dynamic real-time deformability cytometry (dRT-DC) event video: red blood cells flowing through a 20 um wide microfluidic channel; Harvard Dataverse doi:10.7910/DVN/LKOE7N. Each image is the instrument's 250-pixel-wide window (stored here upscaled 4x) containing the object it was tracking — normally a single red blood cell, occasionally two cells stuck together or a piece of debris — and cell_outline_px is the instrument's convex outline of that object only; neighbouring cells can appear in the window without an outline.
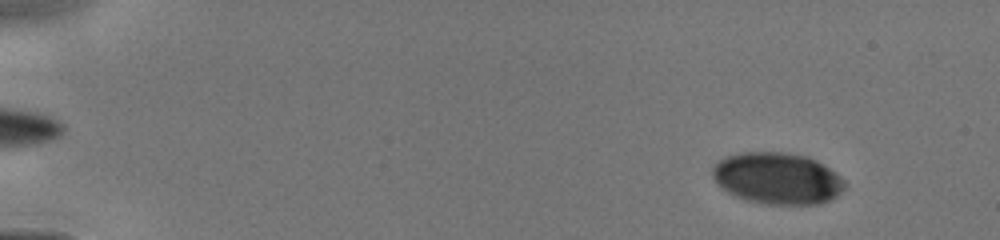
{"species": "human", "species_latin": "Homo sapiens", "temperature_condition": "cold", "stored_images_in_passage": 18, "camera_frame_rate_fps": 3000, "um_per_image_px": 0.085, "donor": {"sex": "male"}, "frame": {"image": 1, "passage_image": 5, "time_ms": 1.333, "image_size_px": [1000, 240], "cell_outline_px": [[848, 184], [832, 200], [816, 204], [764, 204], [744, 200], [720, 188], [712, 176], [712, 168], [724, 156], [740, 152], [784, 152], [808, 156], [816, 160], [836, 172]], "centroid_in_image_um": [66.07, 15.16], "position_along_channel_um": 18.9, "area_um2": 40.11}}
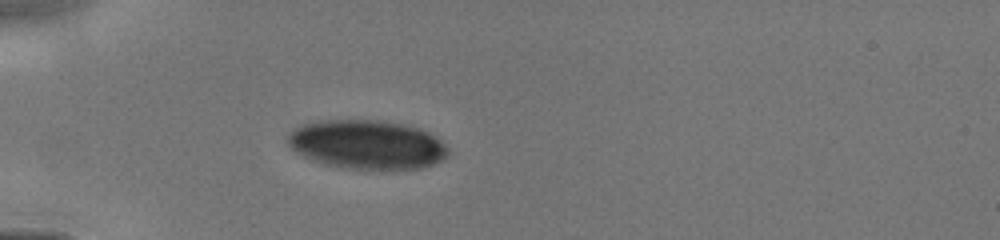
{"frame": {"image": 2, "passage_image": 14, "time_ms": 4.667, "image_size_px": [1000, 240], "cell_outline_px": [[448, 156], [444, 160], [420, 168], [348, 168], [324, 164], [312, 160], [296, 152], [284, 140], [288, 132], [300, 124], [324, 120], [376, 120], [404, 124], [420, 128], [428, 132], [440, 140], [448, 148]], "centroid_in_image_um": [31.16, 12.27], "position_along_channel_um": 53.8, "area_um2": 45.78}}
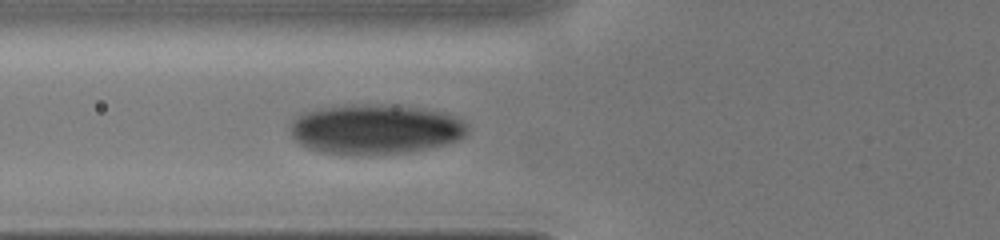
{"frame": {"image": 3, "passage_image": 18, "time_ms": 6.0, "image_size_px": [1000, 240], "cell_outline_px": [[468, 132], [460, 140], [444, 144], [408, 152], [320, 152], [308, 148], [300, 144], [292, 136], [288, 128], [288, 124], [292, 120], [308, 112], [320, 108], [348, 104], [376, 104], [420, 108], [444, 112], [456, 116], [468, 124]], "centroid_in_image_um": [31.92, 10.94], "position_along_channel_um": 93.9, "area_um2": 50.75}}